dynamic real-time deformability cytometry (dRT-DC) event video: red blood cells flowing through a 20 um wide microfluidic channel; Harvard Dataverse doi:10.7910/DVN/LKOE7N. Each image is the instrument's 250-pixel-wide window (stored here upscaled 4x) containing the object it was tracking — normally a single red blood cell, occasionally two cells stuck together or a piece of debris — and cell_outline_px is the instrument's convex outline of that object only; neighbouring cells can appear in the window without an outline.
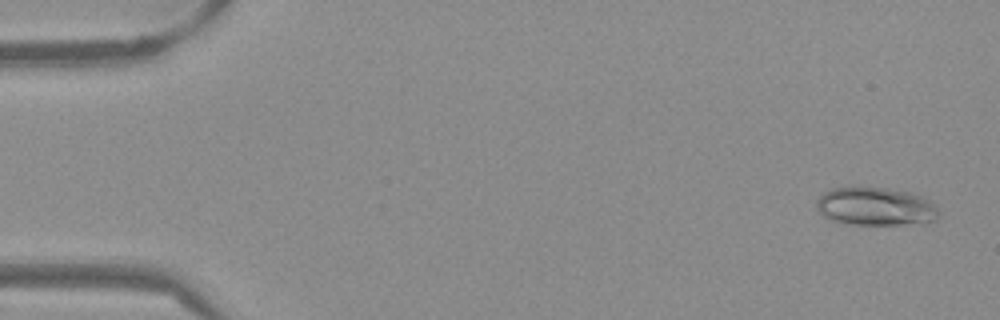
{"species": "Egyptian fruit bat (a non-hibernating species)", "species_latin": "Rousettus aegyptiacus", "temperature_condition": "warm", "stored_images_in_passage": 53, "camera_frame_rate_fps": 3000, "um_per_image_px": 0.085, "frame": {"image": 1, "passage_image": 2, "time_ms": 0.333, "image_size_px": [1000, 320], "cell_outline_px": [[940, 212], [936, 220], [904, 224], [848, 224], [832, 220], [824, 216], [816, 208], [816, 200], [824, 192], [832, 188], [888, 188], [908, 192], [924, 196]], "centroid_in_image_um": [74.4, 17.55], "position_along_channel_um": 10.6, "area_um2": 26.88}}
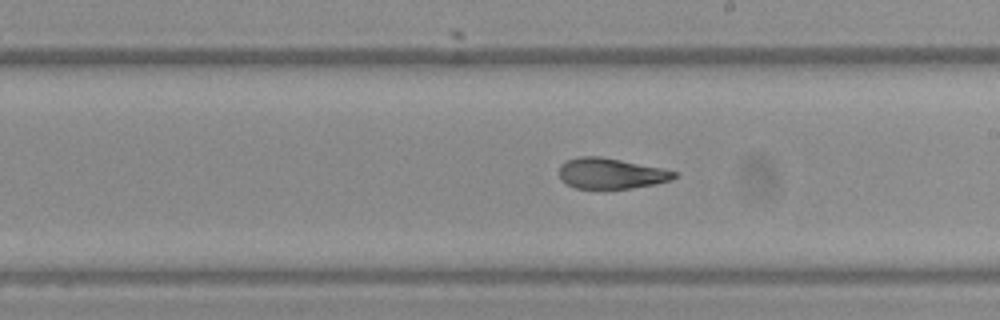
{"frame": {"image": 2, "passage_image": 30, "time_ms": 9.667, "image_size_px": [1000, 320], "cell_outline_px": [[676, 176], [672, 180], [656, 184], [632, 188], [576, 188], [560, 180], [560, 164], [568, 160], [580, 156], [600, 156], [660, 168], [676, 172]], "centroid_in_image_um": [51.92, 14.74], "position_along_channel_um": 237.1, "area_um2": 20.29}}
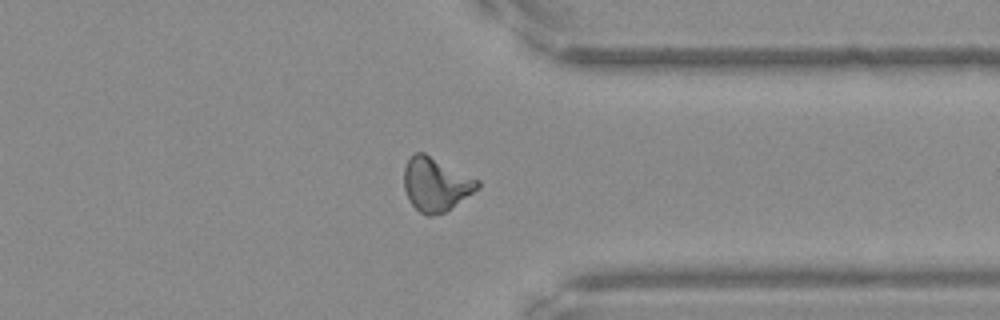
{"frame": {"image": 3, "passage_image": 41, "time_ms": 13.333, "image_size_px": [1000, 320], "cell_outline_px": [[480, 188], [444, 212], [432, 216], [428, 216], [420, 212], [408, 200], [404, 188], [404, 168], [408, 160], [416, 152], [424, 152], [480, 180]], "centroid_in_image_um": [37.05, 15.66], "position_along_channel_um": 374.4, "area_um2": 22.95}, "authors_computed_cell_mechanics": {"area_um2": 22.0218, "velocity_mm_per_s": 3.8431, "shape_relaxation_time_tau1_ms": 3.8899, "shape_relaxation_time_tau2_ms": 2.336, "deformation_change_tau1": 0.1801, "deformation_change_tau2": 0.107}}